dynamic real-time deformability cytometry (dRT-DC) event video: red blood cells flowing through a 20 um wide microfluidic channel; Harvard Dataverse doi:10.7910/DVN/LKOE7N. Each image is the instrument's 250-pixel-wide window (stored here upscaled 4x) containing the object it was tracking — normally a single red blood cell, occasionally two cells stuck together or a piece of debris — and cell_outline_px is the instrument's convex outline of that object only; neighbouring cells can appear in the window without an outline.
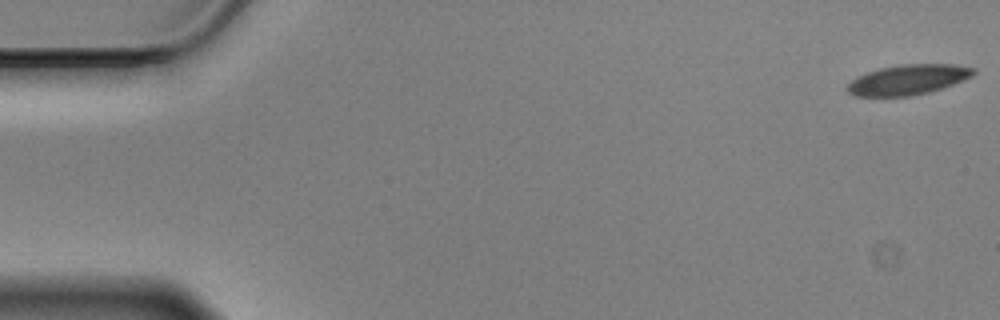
{"species": "Egyptian fruit bat (a non-hibernating species)", "species_latin": "Rousettus aegyptiacus", "temperature_condition": "cold", "stored_images_in_passage": 58, "camera_frame_rate_fps": 3000, "um_per_image_px": 0.085, "animal": {"sex": "male"}, "frame": {"image": 1, "passage_image": 1, "time_ms": 0.0, "image_size_px": [1000, 320], "cell_outline_px": [[976, 72], [972, 76], [952, 84], [928, 92], [908, 96], [856, 96], [848, 92], [844, 88], [856, 76], [880, 68], [900, 64], [956, 64], [976, 68]], "centroid_in_image_um": [77.17, 6.76], "position_along_channel_um": 7.8, "area_um2": 22.08}}
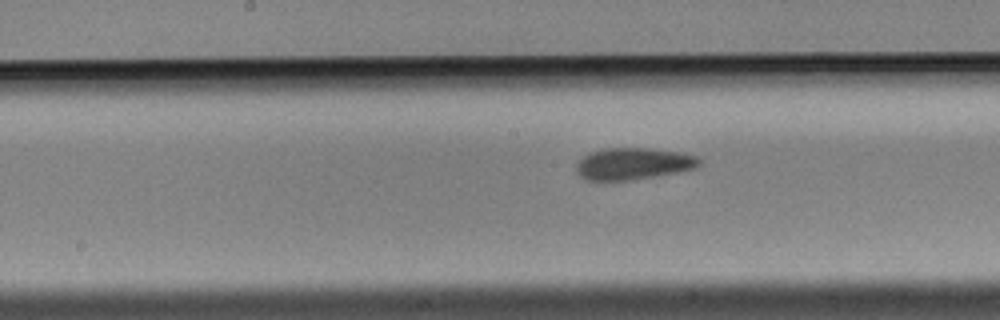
{"frame": {"image": 2, "passage_image": 29, "time_ms": 9.333, "image_size_px": [1000, 320], "cell_outline_px": [[700, 164], [696, 168], [680, 172], [656, 176], [628, 180], [584, 180], [576, 172], [576, 164], [584, 156], [592, 152], [604, 148], [648, 148], [676, 152], [696, 156], [700, 160]], "centroid_in_image_um": [53.81, 13.92], "position_along_channel_um": 194.4, "area_um2": 22.66}}
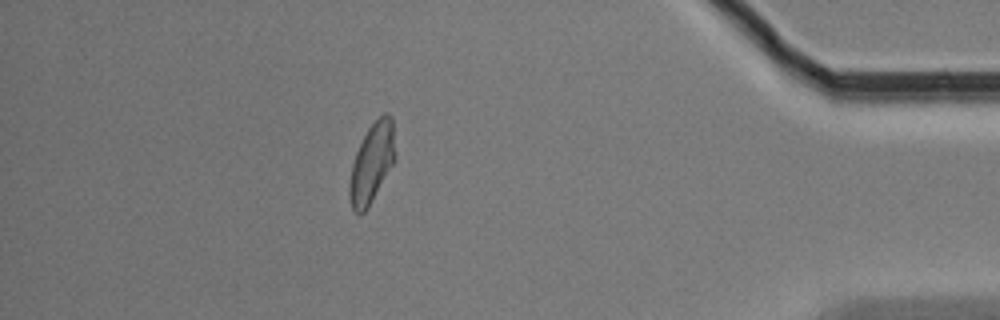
{"frame": {"image": 3, "passage_image": 51, "time_ms": 16.667, "image_size_px": [1000, 320], "cell_outline_px": [[396, 160], [368, 208], [364, 212], [356, 212], [352, 208], [348, 196], [348, 184], [352, 164], [356, 152], [368, 128], [384, 112], [388, 112], [392, 116], [396, 156]], "centroid_in_image_um": [31.62, 13.85], "position_along_channel_um": 403.6, "area_um2": 21.39}, "authors_computed_cell_mechanics": {"area_um2": 22.542, "velocity_mm_per_s": 3.4556, "shape_relaxation_time_tau1_ms": 4.8571, "shape_relaxation_time_tau2_ms": 2.2186, "deformation_change_tau1": 0.1158, "deformation_change_tau2": 0.0693}}